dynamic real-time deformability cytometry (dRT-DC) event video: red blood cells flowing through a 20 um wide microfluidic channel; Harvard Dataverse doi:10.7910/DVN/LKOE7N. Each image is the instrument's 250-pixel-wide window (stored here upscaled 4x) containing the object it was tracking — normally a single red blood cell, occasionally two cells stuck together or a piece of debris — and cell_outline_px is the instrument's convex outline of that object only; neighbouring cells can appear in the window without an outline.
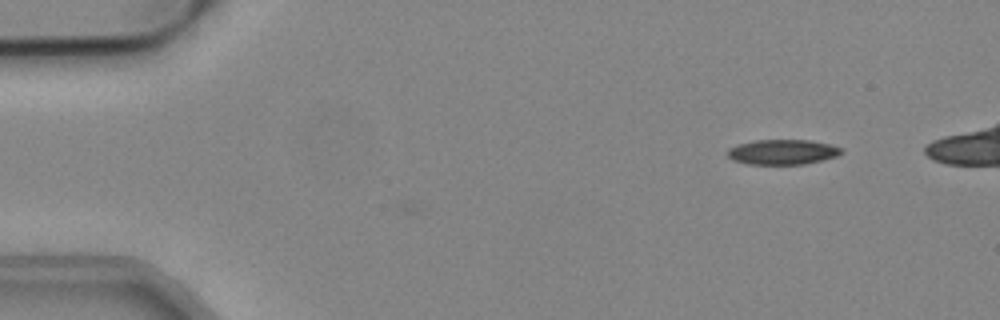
{"species": "common noctule bat (a hibernating species)", "species_latin": "Nyctalus noctula", "temperature_condition": "cold", "stored_images_in_passage": 37, "camera_frame_rate_fps": 3000, "um_per_image_px": 0.085, "animal": {"sex": "male", "body_mass_g": 19.2, "forearm_length_mm": 51.8}, "frame": {"image": 1, "passage_image": 1, "time_ms": 0.0, "image_size_px": [1000, 320], "cell_outline_px": [[844, 152], [836, 156], [804, 164], [748, 164], [732, 160], [728, 156], [728, 148], [736, 144], [756, 140], [812, 140], [844, 148]], "centroid_in_image_um": [66.51, 12.91], "position_along_channel_um": 18.5, "area_um2": 16.65}}
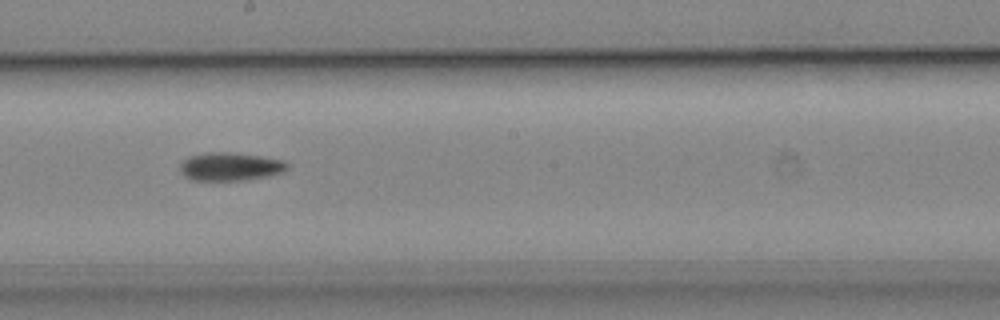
{"frame": {"image": 2, "passage_image": 25, "time_ms": 8.0, "image_size_px": [1000, 320], "cell_outline_px": [[288, 168], [284, 172], [268, 176], [248, 180], [192, 180], [184, 176], [180, 172], [180, 164], [188, 156], [208, 152], [236, 152], [284, 160], [288, 164]], "centroid_in_image_um": [19.58, 14.15], "position_along_channel_um": 228.6, "area_um2": 17.86}}
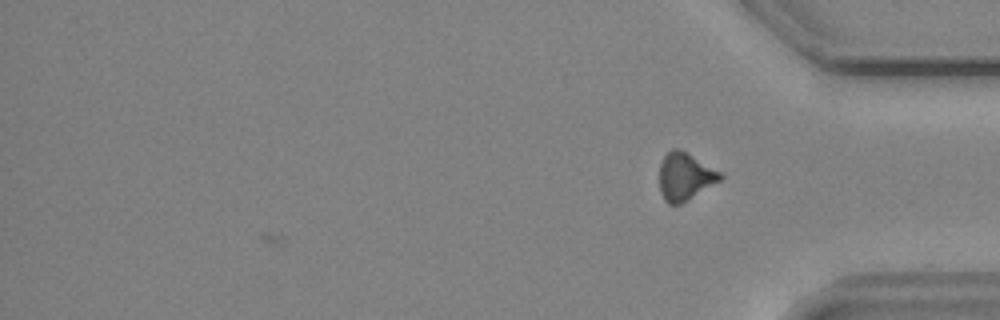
{"frame": {"image": 3, "passage_image": 37, "time_ms": 12.0, "image_size_px": [1000, 320], "cell_outline_px": [[724, 176], [720, 180], [688, 200], [680, 204], [668, 204], [664, 200], [660, 192], [660, 164], [664, 156], [672, 148], [680, 148], [688, 152], [720, 172]], "centroid_in_image_um": [58.21, 14.99], "position_along_channel_um": 377.0, "area_um2": 16.82}}